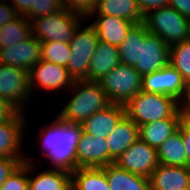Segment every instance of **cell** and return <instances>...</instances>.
I'll return each instance as SVG.
<instances>
[{"label": "cell", "mask_w": 190, "mask_h": 190, "mask_svg": "<svg viewBox=\"0 0 190 190\" xmlns=\"http://www.w3.org/2000/svg\"><path fill=\"white\" fill-rule=\"evenodd\" d=\"M29 72L25 69L0 64V98L22 112L29 101Z\"/></svg>", "instance_id": "ba28073f"}, {"label": "cell", "mask_w": 190, "mask_h": 190, "mask_svg": "<svg viewBox=\"0 0 190 190\" xmlns=\"http://www.w3.org/2000/svg\"><path fill=\"white\" fill-rule=\"evenodd\" d=\"M84 17L62 9L30 21L31 34L41 42L69 43Z\"/></svg>", "instance_id": "277c9868"}, {"label": "cell", "mask_w": 190, "mask_h": 190, "mask_svg": "<svg viewBox=\"0 0 190 190\" xmlns=\"http://www.w3.org/2000/svg\"><path fill=\"white\" fill-rule=\"evenodd\" d=\"M170 47L156 34L148 33L140 42L139 63L134 68L141 76L158 71L169 64Z\"/></svg>", "instance_id": "8fae6325"}, {"label": "cell", "mask_w": 190, "mask_h": 190, "mask_svg": "<svg viewBox=\"0 0 190 190\" xmlns=\"http://www.w3.org/2000/svg\"><path fill=\"white\" fill-rule=\"evenodd\" d=\"M75 93L57 115L62 121L81 124L111 103L99 82L76 80L70 89Z\"/></svg>", "instance_id": "7a4b0ae2"}, {"label": "cell", "mask_w": 190, "mask_h": 190, "mask_svg": "<svg viewBox=\"0 0 190 190\" xmlns=\"http://www.w3.org/2000/svg\"><path fill=\"white\" fill-rule=\"evenodd\" d=\"M169 64L181 74L185 82L190 81V41L185 40L170 47Z\"/></svg>", "instance_id": "f1b7e54d"}, {"label": "cell", "mask_w": 190, "mask_h": 190, "mask_svg": "<svg viewBox=\"0 0 190 190\" xmlns=\"http://www.w3.org/2000/svg\"><path fill=\"white\" fill-rule=\"evenodd\" d=\"M108 100L113 104L125 105L142 91V76L132 66L119 64L99 81Z\"/></svg>", "instance_id": "8992f818"}, {"label": "cell", "mask_w": 190, "mask_h": 190, "mask_svg": "<svg viewBox=\"0 0 190 190\" xmlns=\"http://www.w3.org/2000/svg\"><path fill=\"white\" fill-rule=\"evenodd\" d=\"M149 33L144 23L134 24L118 46L120 63L134 67L139 63L140 42Z\"/></svg>", "instance_id": "d4e9b609"}, {"label": "cell", "mask_w": 190, "mask_h": 190, "mask_svg": "<svg viewBox=\"0 0 190 190\" xmlns=\"http://www.w3.org/2000/svg\"><path fill=\"white\" fill-rule=\"evenodd\" d=\"M106 139L109 146V164H112L139 139V127L125 115Z\"/></svg>", "instance_id": "d6986e66"}, {"label": "cell", "mask_w": 190, "mask_h": 190, "mask_svg": "<svg viewBox=\"0 0 190 190\" xmlns=\"http://www.w3.org/2000/svg\"><path fill=\"white\" fill-rule=\"evenodd\" d=\"M150 190H190V168L159 164L152 172Z\"/></svg>", "instance_id": "e0dca14e"}, {"label": "cell", "mask_w": 190, "mask_h": 190, "mask_svg": "<svg viewBox=\"0 0 190 190\" xmlns=\"http://www.w3.org/2000/svg\"><path fill=\"white\" fill-rule=\"evenodd\" d=\"M110 190H150V179L132 174L115 163L103 167Z\"/></svg>", "instance_id": "7402d4cb"}, {"label": "cell", "mask_w": 190, "mask_h": 190, "mask_svg": "<svg viewBox=\"0 0 190 190\" xmlns=\"http://www.w3.org/2000/svg\"><path fill=\"white\" fill-rule=\"evenodd\" d=\"M187 19V35L186 40L190 41V16L186 18Z\"/></svg>", "instance_id": "b9f144b4"}, {"label": "cell", "mask_w": 190, "mask_h": 190, "mask_svg": "<svg viewBox=\"0 0 190 190\" xmlns=\"http://www.w3.org/2000/svg\"><path fill=\"white\" fill-rule=\"evenodd\" d=\"M169 0H136L137 5L143 14L146 12L168 5Z\"/></svg>", "instance_id": "f35d334b"}, {"label": "cell", "mask_w": 190, "mask_h": 190, "mask_svg": "<svg viewBox=\"0 0 190 190\" xmlns=\"http://www.w3.org/2000/svg\"><path fill=\"white\" fill-rule=\"evenodd\" d=\"M30 35V21L24 16H18L0 28V49L18 44Z\"/></svg>", "instance_id": "83f0119b"}, {"label": "cell", "mask_w": 190, "mask_h": 190, "mask_svg": "<svg viewBox=\"0 0 190 190\" xmlns=\"http://www.w3.org/2000/svg\"><path fill=\"white\" fill-rule=\"evenodd\" d=\"M62 9V0H32L31 17L28 20L47 16Z\"/></svg>", "instance_id": "1f68e13d"}, {"label": "cell", "mask_w": 190, "mask_h": 190, "mask_svg": "<svg viewBox=\"0 0 190 190\" xmlns=\"http://www.w3.org/2000/svg\"><path fill=\"white\" fill-rule=\"evenodd\" d=\"M68 190H78V189L71 183Z\"/></svg>", "instance_id": "7bdbcfd3"}, {"label": "cell", "mask_w": 190, "mask_h": 190, "mask_svg": "<svg viewBox=\"0 0 190 190\" xmlns=\"http://www.w3.org/2000/svg\"><path fill=\"white\" fill-rule=\"evenodd\" d=\"M96 17V20L91 25L98 39L117 47L123 42L126 34L135 24L116 16L96 15Z\"/></svg>", "instance_id": "ffe728a7"}, {"label": "cell", "mask_w": 190, "mask_h": 190, "mask_svg": "<svg viewBox=\"0 0 190 190\" xmlns=\"http://www.w3.org/2000/svg\"><path fill=\"white\" fill-rule=\"evenodd\" d=\"M143 23L150 33L158 35L169 47L186 40V17L168 5L146 12Z\"/></svg>", "instance_id": "5b68a950"}, {"label": "cell", "mask_w": 190, "mask_h": 190, "mask_svg": "<svg viewBox=\"0 0 190 190\" xmlns=\"http://www.w3.org/2000/svg\"><path fill=\"white\" fill-rule=\"evenodd\" d=\"M182 138L187 156V167L190 168V121L182 119Z\"/></svg>", "instance_id": "ab89813d"}, {"label": "cell", "mask_w": 190, "mask_h": 190, "mask_svg": "<svg viewBox=\"0 0 190 190\" xmlns=\"http://www.w3.org/2000/svg\"><path fill=\"white\" fill-rule=\"evenodd\" d=\"M35 166V167H34ZM36 165L26 158L24 163H21L13 173L1 185L2 190H29L28 175L34 172Z\"/></svg>", "instance_id": "4dcf8cb0"}, {"label": "cell", "mask_w": 190, "mask_h": 190, "mask_svg": "<svg viewBox=\"0 0 190 190\" xmlns=\"http://www.w3.org/2000/svg\"><path fill=\"white\" fill-rule=\"evenodd\" d=\"M95 14L116 16L135 24L143 23L144 18L136 0H97L96 8L90 17Z\"/></svg>", "instance_id": "44dd1931"}, {"label": "cell", "mask_w": 190, "mask_h": 190, "mask_svg": "<svg viewBox=\"0 0 190 190\" xmlns=\"http://www.w3.org/2000/svg\"><path fill=\"white\" fill-rule=\"evenodd\" d=\"M63 8L82 17L90 16L95 8L97 0H62Z\"/></svg>", "instance_id": "d6a6232c"}, {"label": "cell", "mask_w": 190, "mask_h": 190, "mask_svg": "<svg viewBox=\"0 0 190 190\" xmlns=\"http://www.w3.org/2000/svg\"><path fill=\"white\" fill-rule=\"evenodd\" d=\"M70 45L64 42H41V59L66 67L70 56Z\"/></svg>", "instance_id": "f546056e"}, {"label": "cell", "mask_w": 190, "mask_h": 190, "mask_svg": "<svg viewBox=\"0 0 190 190\" xmlns=\"http://www.w3.org/2000/svg\"><path fill=\"white\" fill-rule=\"evenodd\" d=\"M168 6L186 18L190 16V0H169Z\"/></svg>", "instance_id": "60d3db41"}, {"label": "cell", "mask_w": 190, "mask_h": 190, "mask_svg": "<svg viewBox=\"0 0 190 190\" xmlns=\"http://www.w3.org/2000/svg\"><path fill=\"white\" fill-rule=\"evenodd\" d=\"M185 84L181 74L171 64L142 76L143 91L171 96L176 100L183 95Z\"/></svg>", "instance_id": "7c38bea8"}, {"label": "cell", "mask_w": 190, "mask_h": 190, "mask_svg": "<svg viewBox=\"0 0 190 190\" xmlns=\"http://www.w3.org/2000/svg\"><path fill=\"white\" fill-rule=\"evenodd\" d=\"M107 165H109L107 139L82 132L76 147V169L103 168Z\"/></svg>", "instance_id": "5bb4252c"}, {"label": "cell", "mask_w": 190, "mask_h": 190, "mask_svg": "<svg viewBox=\"0 0 190 190\" xmlns=\"http://www.w3.org/2000/svg\"><path fill=\"white\" fill-rule=\"evenodd\" d=\"M74 79L70 76L66 67L60 66L48 60H43L29 71L30 94L34 87H42L44 90H60L63 87L71 88ZM35 85V86H34Z\"/></svg>", "instance_id": "30bf717a"}, {"label": "cell", "mask_w": 190, "mask_h": 190, "mask_svg": "<svg viewBox=\"0 0 190 190\" xmlns=\"http://www.w3.org/2000/svg\"><path fill=\"white\" fill-rule=\"evenodd\" d=\"M6 1L0 0V28L19 16L15 8L10 3H6Z\"/></svg>", "instance_id": "d590c367"}, {"label": "cell", "mask_w": 190, "mask_h": 190, "mask_svg": "<svg viewBox=\"0 0 190 190\" xmlns=\"http://www.w3.org/2000/svg\"><path fill=\"white\" fill-rule=\"evenodd\" d=\"M120 64L117 46L99 40L88 67L87 81L99 82L106 74Z\"/></svg>", "instance_id": "ac0fdd59"}, {"label": "cell", "mask_w": 190, "mask_h": 190, "mask_svg": "<svg viewBox=\"0 0 190 190\" xmlns=\"http://www.w3.org/2000/svg\"><path fill=\"white\" fill-rule=\"evenodd\" d=\"M182 118H164L139 126V138L158 149L179 127Z\"/></svg>", "instance_id": "cb8c5ba5"}, {"label": "cell", "mask_w": 190, "mask_h": 190, "mask_svg": "<svg viewBox=\"0 0 190 190\" xmlns=\"http://www.w3.org/2000/svg\"><path fill=\"white\" fill-rule=\"evenodd\" d=\"M25 118L19 112L11 121L0 123V156L26 161L21 151Z\"/></svg>", "instance_id": "9a60e30c"}, {"label": "cell", "mask_w": 190, "mask_h": 190, "mask_svg": "<svg viewBox=\"0 0 190 190\" xmlns=\"http://www.w3.org/2000/svg\"><path fill=\"white\" fill-rule=\"evenodd\" d=\"M161 165L187 167V156L182 138V120L178 129L157 149Z\"/></svg>", "instance_id": "603a6c76"}, {"label": "cell", "mask_w": 190, "mask_h": 190, "mask_svg": "<svg viewBox=\"0 0 190 190\" xmlns=\"http://www.w3.org/2000/svg\"><path fill=\"white\" fill-rule=\"evenodd\" d=\"M114 163L132 174L149 178L159 165L157 149L139 138Z\"/></svg>", "instance_id": "9c48e42d"}, {"label": "cell", "mask_w": 190, "mask_h": 190, "mask_svg": "<svg viewBox=\"0 0 190 190\" xmlns=\"http://www.w3.org/2000/svg\"><path fill=\"white\" fill-rule=\"evenodd\" d=\"M41 61V41L32 34L7 48L0 49V64L30 71Z\"/></svg>", "instance_id": "4fadbf2b"}, {"label": "cell", "mask_w": 190, "mask_h": 190, "mask_svg": "<svg viewBox=\"0 0 190 190\" xmlns=\"http://www.w3.org/2000/svg\"><path fill=\"white\" fill-rule=\"evenodd\" d=\"M21 163L15 158L0 156V187Z\"/></svg>", "instance_id": "836d02e7"}, {"label": "cell", "mask_w": 190, "mask_h": 190, "mask_svg": "<svg viewBox=\"0 0 190 190\" xmlns=\"http://www.w3.org/2000/svg\"><path fill=\"white\" fill-rule=\"evenodd\" d=\"M8 3L15 8L16 13L19 16H24L27 19L31 17L32 0H7Z\"/></svg>", "instance_id": "74e56055"}, {"label": "cell", "mask_w": 190, "mask_h": 190, "mask_svg": "<svg viewBox=\"0 0 190 190\" xmlns=\"http://www.w3.org/2000/svg\"><path fill=\"white\" fill-rule=\"evenodd\" d=\"M178 110L182 119L190 121V81L186 82L183 95L178 100Z\"/></svg>", "instance_id": "e575fe53"}, {"label": "cell", "mask_w": 190, "mask_h": 190, "mask_svg": "<svg viewBox=\"0 0 190 190\" xmlns=\"http://www.w3.org/2000/svg\"><path fill=\"white\" fill-rule=\"evenodd\" d=\"M126 115L139 126L164 118H182L178 100L171 96L141 91L125 104Z\"/></svg>", "instance_id": "3957f363"}, {"label": "cell", "mask_w": 190, "mask_h": 190, "mask_svg": "<svg viewBox=\"0 0 190 190\" xmlns=\"http://www.w3.org/2000/svg\"><path fill=\"white\" fill-rule=\"evenodd\" d=\"M125 115V105L111 103L85 119L81 123L82 132L106 139Z\"/></svg>", "instance_id": "2e32d148"}, {"label": "cell", "mask_w": 190, "mask_h": 190, "mask_svg": "<svg viewBox=\"0 0 190 190\" xmlns=\"http://www.w3.org/2000/svg\"><path fill=\"white\" fill-rule=\"evenodd\" d=\"M19 112L10 102L0 98V123L11 121Z\"/></svg>", "instance_id": "8d00e7d4"}, {"label": "cell", "mask_w": 190, "mask_h": 190, "mask_svg": "<svg viewBox=\"0 0 190 190\" xmlns=\"http://www.w3.org/2000/svg\"><path fill=\"white\" fill-rule=\"evenodd\" d=\"M80 28L81 26L77 28L69 42L71 53L66 66L74 81L88 78L90 59L99 41L91 24L85 28Z\"/></svg>", "instance_id": "52a82bcc"}, {"label": "cell", "mask_w": 190, "mask_h": 190, "mask_svg": "<svg viewBox=\"0 0 190 190\" xmlns=\"http://www.w3.org/2000/svg\"><path fill=\"white\" fill-rule=\"evenodd\" d=\"M71 173L59 169H47L34 177L28 176L29 190H68Z\"/></svg>", "instance_id": "484cf974"}, {"label": "cell", "mask_w": 190, "mask_h": 190, "mask_svg": "<svg viewBox=\"0 0 190 190\" xmlns=\"http://www.w3.org/2000/svg\"><path fill=\"white\" fill-rule=\"evenodd\" d=\"M71 183L78 190H110L103 168H77L71 173Z\"/></svg>", "instance_id": "4316f807"}, {"label": "cell", "mask_w": 190, "mask_h": 190, "mask_svg": "<svg viewBox=\"0 0 190 190\" xmlns=\"http://www.w3.org/2000/svg\"><path fill=\"white\" fill-rule=\"evenodd\" d=\"M47 126L45 132L40 130L39 134L45 149L44 157L51 160L53 169L72 173L76 170V147L82 133L81 124L64 122L57 116Z\"/></svg>", "instance_id": "6da1fadb"}]
</instances>
